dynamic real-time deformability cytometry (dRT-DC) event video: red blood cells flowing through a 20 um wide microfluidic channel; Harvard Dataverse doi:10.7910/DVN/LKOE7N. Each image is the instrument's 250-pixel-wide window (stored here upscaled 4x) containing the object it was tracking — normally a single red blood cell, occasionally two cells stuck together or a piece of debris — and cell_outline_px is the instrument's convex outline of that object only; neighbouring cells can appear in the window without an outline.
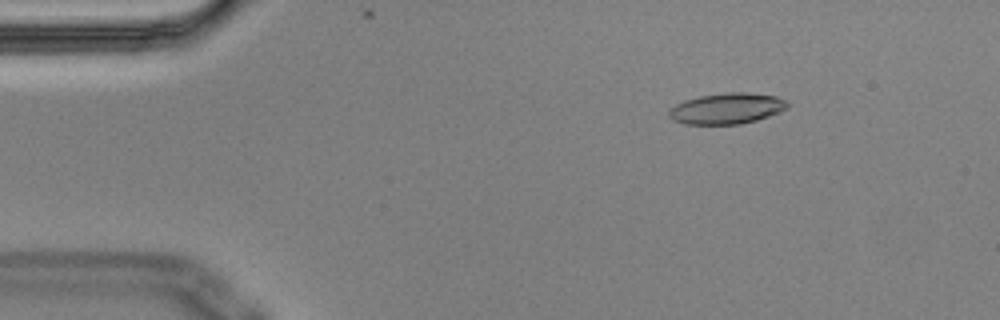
{"species": "Egyptian fruit bat (a non-hibernating species)", "species_latin": "Rousettus aegyptiacus", "temperature_condition": "cold", "stored_images_in_passage": 9, "camera_frame_rate_fps": 3000, "um_per_image_px": 0.085, "animal": {"sex": "male"}, "frame": {"image": 1, "passage_image": 2, "time_ms": 0.333, "image_size_px": [1000, 320], "cell_outline_px": [[788, 108], [780, 112], [756, 120], [740, 124], [684, 124], [672, 120], [668, 116], [668, 112], [676, 104], [684, 100], [700, 96], [728, 92], [748, 92], [776, 96], [784, 100], [788, 104]], "centroid_in_image_um": [61.77, 9.22], "position_along_channel_um": 23.2, "area_um2": 21.33}}
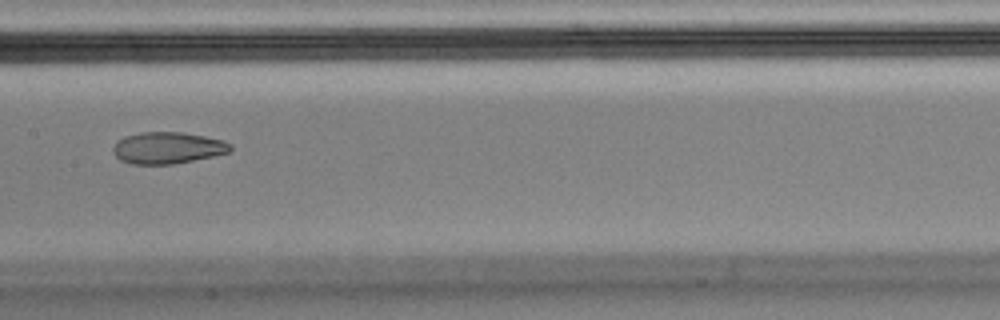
{"frame": {"image": 2, "passage_image": 8, "time_ms": 2.333, "image_size_px": [1000, 320], "cell_outline_px": [[232, 148], [228, 152], [212, 156], [172, 164], [132, 164], [120, 160], [112, 152], [112, 148], [124, 136], [140, 132], [180, 132], [204, 136], [224, 140], [232, 144]], "centroid_in_image_um": [14.24, 12.56], "position_along_channel_um": 193.2, "area_um2": 21.5}}
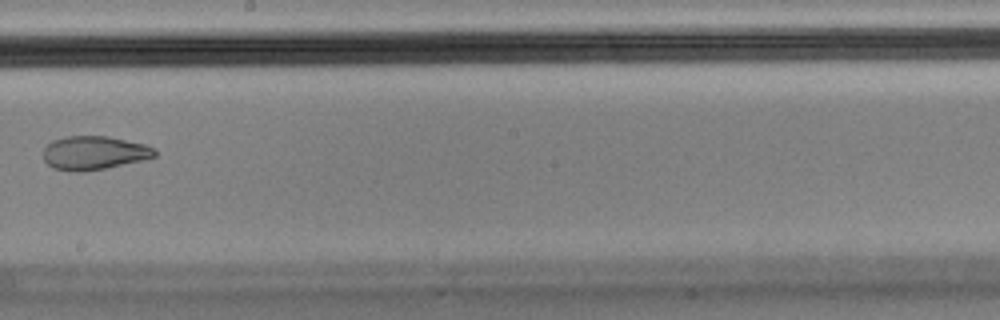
{"frame": {"image": 3, "passage_image": 9, "time_ms": 2.667, "image_size_px": [1000, 320], "cell_outline_px": [[156, 156], [140, 160], [104, 168], [80, 172], [76, 172], [52, 168], [44, 160], [44, 148], [52, 140], [68, 136], [108, 136], [144, 144], [156, 148]], "centroid_in_image_um": [7.98, 12.99], "position_along_channel_um": 240.2, "area_um2": 21.68}}